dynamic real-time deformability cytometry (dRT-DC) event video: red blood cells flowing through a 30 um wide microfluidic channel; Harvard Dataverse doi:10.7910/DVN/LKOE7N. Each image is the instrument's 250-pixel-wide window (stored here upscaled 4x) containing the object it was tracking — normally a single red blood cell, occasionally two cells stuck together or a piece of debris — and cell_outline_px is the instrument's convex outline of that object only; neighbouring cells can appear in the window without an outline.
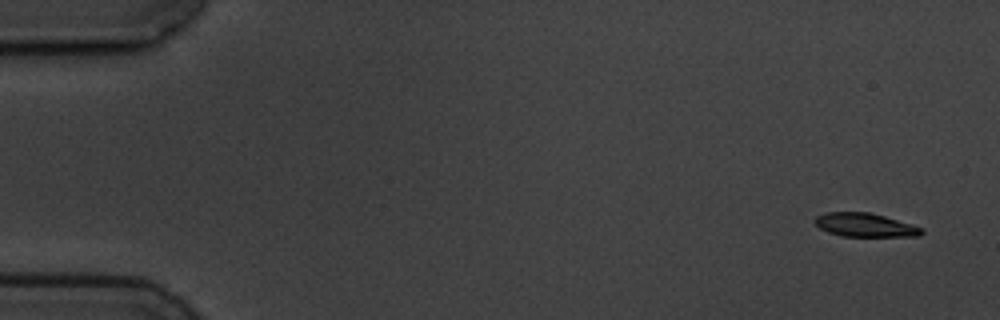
{"species": "common noctule bat (a hibernating species)", "species_latin": "Nyctalus noctula", "temperature_condition": "cold", "stored_images_in_passage": 5, "camera_frame_rate_fps": 3000, "um_per_image_px": 0.085, "animal": {"sex": "male", "body_mass_g": 19.5, "forearm_length_mm": 54.6}, "frame": {"image": 1, "passage_image": 1, "time_ms": 0.0, "image_size_px": [1000, 320], "cell_outline_px": [[924, 232], [920, 236], [840, 236], [828, 232], [820, 228], [812, 220], [816, 216], [824, 212], [868, 212], [884, 216], [912, 224], [924, 228]], "centroid_in_image_um": [73.52, 19.12], "position_along_channel_um": 11.5, "area_um2": 14.8}}
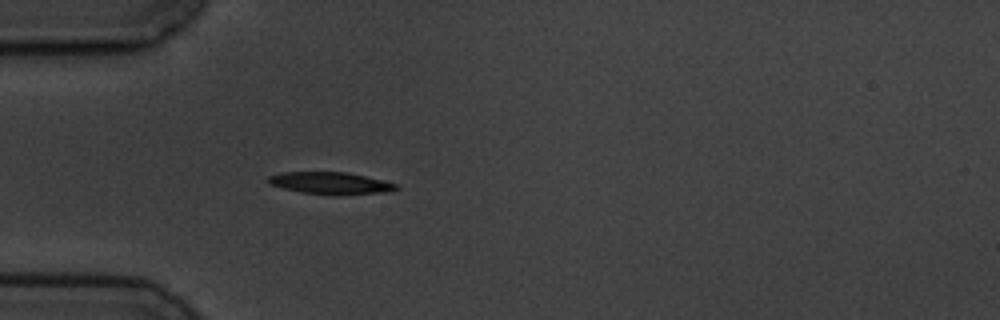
{"frame": {"image": 2, "passage_image": 5, "time_ms": 4.667, "image_size_px": [1000, 320], "cell_outline_px": [[400, 188], [388, 192], [336, 196], [332, 196], [300, 192], [268, 184], [264, 180], [268, 176], [280, 172], [348, 172], [400, 184]], "centroid_in_image_um": [28.1, 15.58], "position_along_channel_um": 56.9, "area_um2": 16.99}}